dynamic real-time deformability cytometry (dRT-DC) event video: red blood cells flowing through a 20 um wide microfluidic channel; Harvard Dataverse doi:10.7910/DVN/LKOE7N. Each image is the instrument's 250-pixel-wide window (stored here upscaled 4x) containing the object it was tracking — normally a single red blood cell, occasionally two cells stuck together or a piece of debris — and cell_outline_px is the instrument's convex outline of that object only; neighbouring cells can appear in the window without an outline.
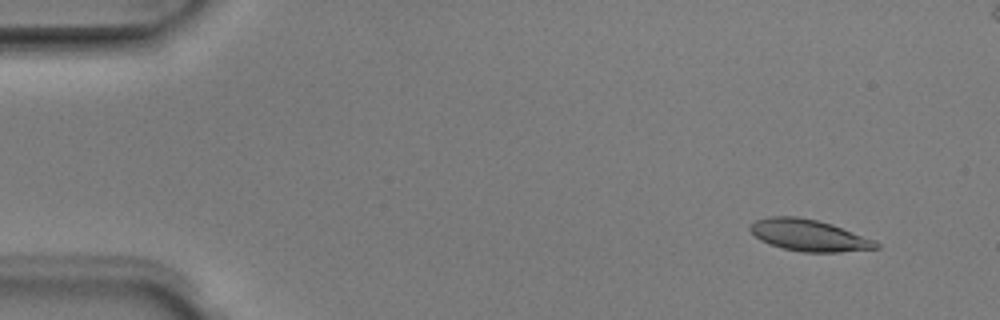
{"species": "Egyptian fruit bat (a non-hibernating species)", "species_latin": "Rousettus aegyptiacus", "temperature_condition": "room temperature", "stored_images_in_passage": 6, "camera_frame_rate_fps": 3000, "um_per_image_px": 0.085, "animal": {"sex": "male"}, "frame": {"image": 1, "passage_image": 2, "time_ms": 0.333, "image_size_px": [1000, 320], "cell_outline_px": [[880, 248], [840, 252], [804, 252], [784, 248], [768, 244], [760, 240], [748, 228], [756, 220], [768, 216], [796, 216], [816, 220], [832, 224], [876, 240], [880, 244]], "centroid_in_image_um": [68.78, 20.0], "position_along_channel_um": 16.2, "area_um2": 23.18}}